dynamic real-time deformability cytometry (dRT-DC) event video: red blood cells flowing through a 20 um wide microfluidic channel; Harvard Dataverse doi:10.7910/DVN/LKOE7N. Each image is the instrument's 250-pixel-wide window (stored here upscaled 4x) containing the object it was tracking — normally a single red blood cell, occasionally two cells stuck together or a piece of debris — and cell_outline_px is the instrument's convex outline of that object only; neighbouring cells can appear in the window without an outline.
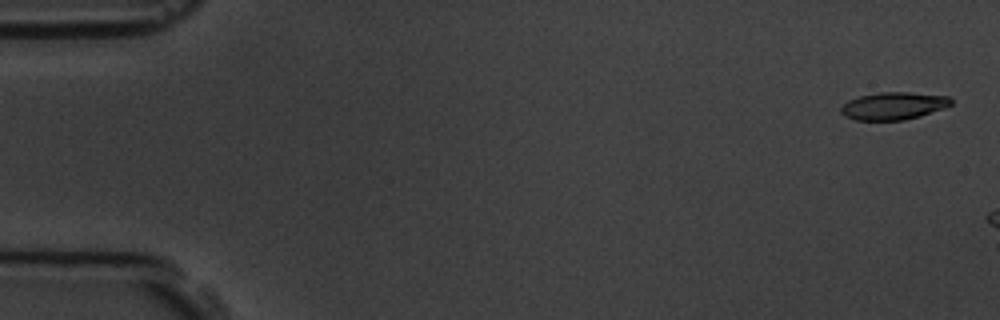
{"species": "common noctule bat (a hibernating species)", "species_latin": "Nyctalus noctula", "temperature_condition": "room temperature", "stored_images_in_passage": 3, "camera_frame_rate_fps": 3000, "um_per_image_px": 0.085, "animal": {"sex": "male", "body_mass_g": 19.5, "forearm_length_mm": 54.6}, "frame": {"image": 1, "passage_image": 1, "time_ms": 0.0, "image_size_px": [1000, 320], "cell_outline_px": [[952, 104], [944, 108], [920, 116], [904, 120], [856, 120], [844, 116], [840, 112], [840, 108], [848, 100], [860, 96], [880, 92], [908, 92], [948, 96], [952, 100]], "centroid_in_image_um": [75.94, 9.0], "position_along_channel_um": 9.1, "area_um2": 17.63}}